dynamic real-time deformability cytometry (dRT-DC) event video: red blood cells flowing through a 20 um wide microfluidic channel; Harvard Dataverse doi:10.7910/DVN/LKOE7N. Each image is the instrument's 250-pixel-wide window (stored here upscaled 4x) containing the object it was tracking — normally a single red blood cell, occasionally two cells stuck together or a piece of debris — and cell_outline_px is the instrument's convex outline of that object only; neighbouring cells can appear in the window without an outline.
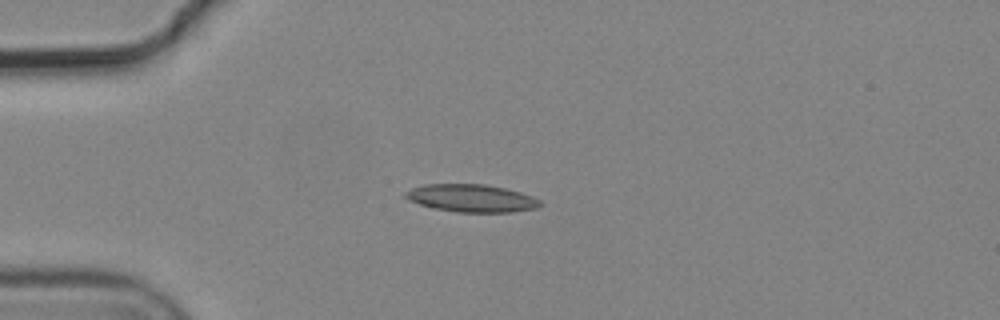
{"species": "common noctule bat (a hibernating species)", "species_latin": "Nyctalus noctula", "temperature_condition": "cold", "stored_images_in_passage": 4, "camera_frame_rate_fps": 3000, "um_per_image_px": 0.085, "animal": {"sex": "male", "body_mass_g": 19.2, "forearm_length_mm": 51.8}, "frame": {"image": 1, "passage_image": 1, "time_ms": 0.0, "image_size_px": [1000, 320], "cell_outline_px": [[544, 204], [536, 208], [512, 212], [456, 212], [432, 208], [408, 200], [404, 196], [404, 192], [412, 188], [424, 184], [484, 184], [504, 188], [520, 192], [532, 196], [540, 200]], "centroid_in_image_um": [40.07, 16.85], "position_along_channel_um": 44.9, "area_um2": 21.79}}
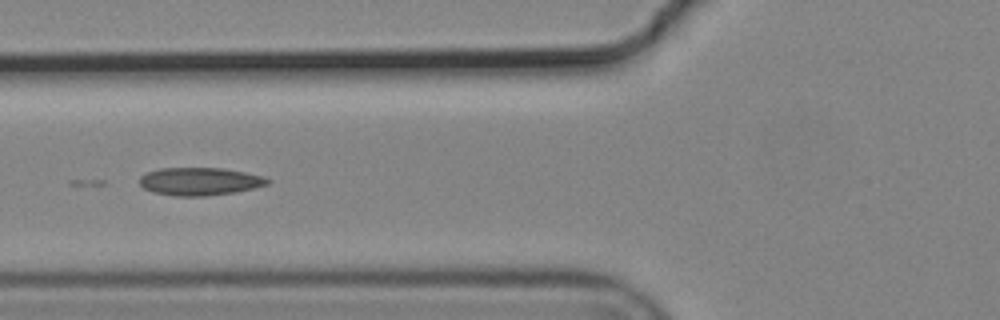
{"frame": {"image": 2, "passage_image": 3, "time_ms": 0.667, "image_size_px": [1000, 320], "cell_outline_px": [[272, 180], [268, 184], [236, 192], [204, 196], [172, 196], [152, 192], [144, 188], [140, 184], [140, 176], [148, 172], [160, 168], [224, 168], [264, 176]], "centroid_in_image_um": [16.98, 15.42], "position_along_channel_um": 108.8, "area_um2": 20.81}}
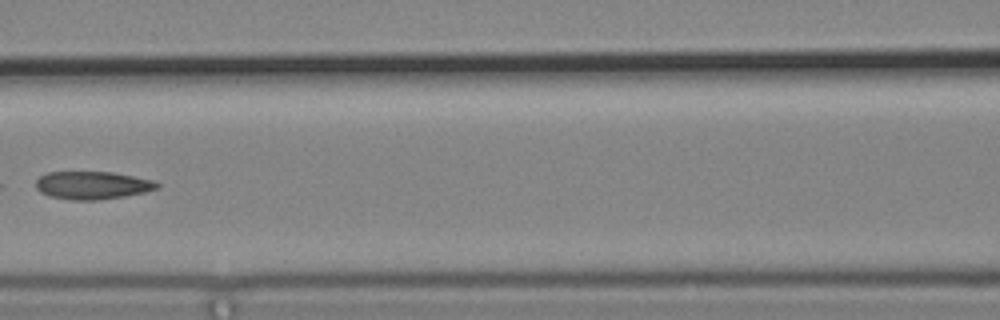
{"frame": {"image": 3, "passage_image": 4, "time_ms": 1.0, "image_size_px": [1000, 320], "cell_outline_px": [[160, 188], [144, 192], [124, 196], [100, 200], [72, 200], [48, 196], [40, 192], [36, 188], [36, 180], [40, 176], [48, 172], [112, 172], [152, 180], [160, 184]], "centroid_in_image_um": [7.84, 15.75], "position_along_channel_um": 158.8, "area_um2": 19.71}}